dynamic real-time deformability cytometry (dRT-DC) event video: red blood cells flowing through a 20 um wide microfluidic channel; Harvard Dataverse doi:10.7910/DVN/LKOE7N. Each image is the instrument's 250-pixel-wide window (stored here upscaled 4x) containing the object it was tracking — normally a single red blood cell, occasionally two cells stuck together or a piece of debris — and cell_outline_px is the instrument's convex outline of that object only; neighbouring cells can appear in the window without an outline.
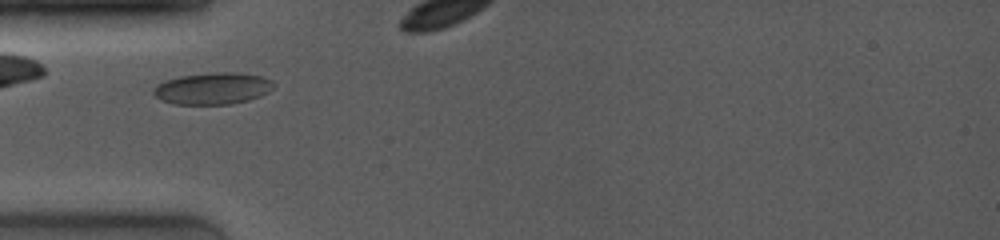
{"species": "common noctule bat (a hibernating species)", "species_latin": "Nyctalus noctula", "temperature_condition": "room temperature", "stored_images_in_passage": 2, "camera_frame_rate_fps": 4000, "um_per_image_px": 0.085, "animal": {"sex": "female", "body_mass_g": 19.0, "forearm_length_mm": 53.3}, "frame": {"image": 1, "passage_image": 1, "time_ms": 0.0, "image_size_px": [1000, 240], "cell_outline_px": [[276, 84], [268, 92], [260, 96], [248, 100], [232, 104], [172, 104], [160, 100], [152, 92], [152, 88], [164, 80], [180, 76], [216, 72], [232, 72], [260, 76], [272, 80]], "centroid_in_image_um": [18.06, 7.52], "position_along_channel_um": 66.9, "area_um2": 22.31}}